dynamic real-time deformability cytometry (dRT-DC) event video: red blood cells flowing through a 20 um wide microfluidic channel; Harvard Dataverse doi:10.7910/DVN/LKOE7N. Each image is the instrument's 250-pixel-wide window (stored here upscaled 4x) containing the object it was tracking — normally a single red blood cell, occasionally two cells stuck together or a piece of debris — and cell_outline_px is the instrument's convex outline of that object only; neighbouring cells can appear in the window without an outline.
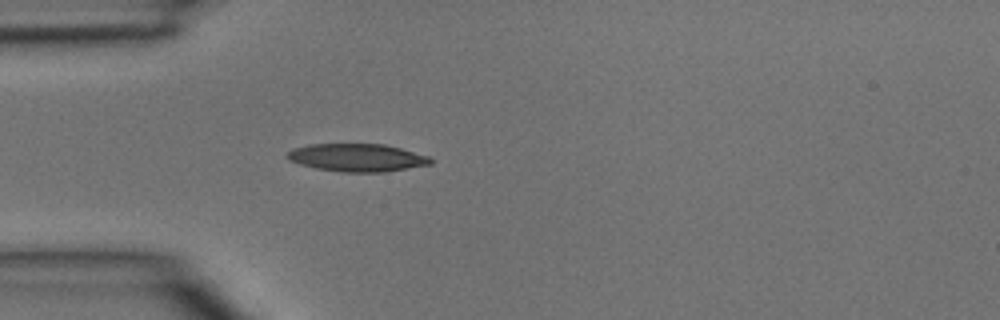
{"species": "common noctule bat (a hibernating species)", "species_latin": "Nyctalus noctula", "temperature_condition": "room temperature", "stored_images_in_passage": 3, "camera_frame_rate_fps": 3000, "um_per_image_px": 0.085, "animal": {"sex": "male", "body_mass_g": 15.6}, "frame": {"image": 1, "passage_image": 3, "time_ms": 0.667, "image_size_px": [1000, 320], "cell_outline_px": [[432, 164], [384, 172], [344, 172], [316, 168], [300, 164], [288, 160], [284, 156], [292, 148], [308, 144], [384, 144], [400, 148], [428, 156], [432, 160]], "centroid_in_image_um": [30.31, 13.39], "position_along_channel_um": 54.7, "area_um2": 23.24}}